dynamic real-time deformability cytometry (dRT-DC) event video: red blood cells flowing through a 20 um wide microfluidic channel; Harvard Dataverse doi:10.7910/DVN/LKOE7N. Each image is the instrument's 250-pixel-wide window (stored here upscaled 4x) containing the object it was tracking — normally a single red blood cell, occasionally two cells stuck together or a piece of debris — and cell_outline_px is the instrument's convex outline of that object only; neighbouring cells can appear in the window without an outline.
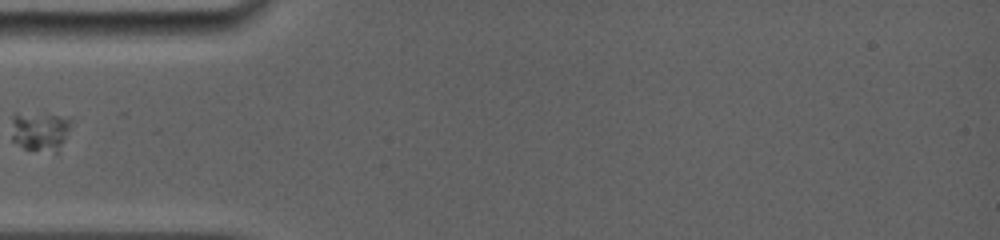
{"species": "common noctule bat (a hibernating species)", "species_latin": "Nyctalus noctula", "temperature_condition": "room temperature", "stored_images_in_passage": 4, "camera_frame_rate_fps": 5000, "um_per_image_px": 0.085, "animal": {"sex": "female", "body_mass_g": 19.0, "forearm_length_mm": 56.7}, "frame": {"image": 1, "passage_image": 1, "time_ms": 0.0, "image_size_px": [1000, 240], "cell_outline_px": [[72, 120], [64, 140], [56, 152], [24, 148], [12, 140], [12, 112], [16, 112], [68, 116]], "centroid_in_image_um": [3.38, 11.1], "position_along_channel_um": 81.6, "area_um2": 13.64}}